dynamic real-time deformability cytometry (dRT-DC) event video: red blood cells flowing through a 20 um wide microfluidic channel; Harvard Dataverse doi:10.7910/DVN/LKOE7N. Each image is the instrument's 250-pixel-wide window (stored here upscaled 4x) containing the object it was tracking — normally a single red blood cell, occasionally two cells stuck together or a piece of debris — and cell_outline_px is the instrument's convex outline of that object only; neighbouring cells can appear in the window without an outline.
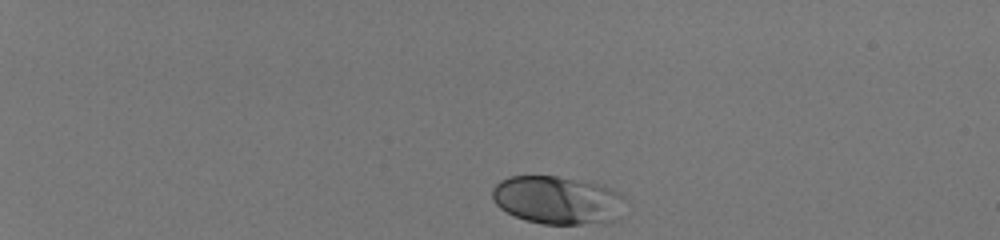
{"species": "human", "species_latin": "Homo sapiens", "temperature_condition": "room temperature", "stored_images_in_passage": 39, "camera_frame_rate_fps": 3000, "um_per_image_px": 0.085, "donor": {"sex": "male"}, "frame": {"image": 1, "passage_image": 1, "time_ms": 0.0, "image_size_px": [1000, 240], "cell_outline_px": [[628, 200], [620, 220], [580, 224], [540, 224], [524, 220], [500, 208], [492, 200], [492, 188], [500, 180], [508, 176], [556, 176], [604, 184], [620, 192]], "centroid_in_image_um": [47.46, 17.01], "position_along_channel_um": 37.5, "area_um2": 38.15}}
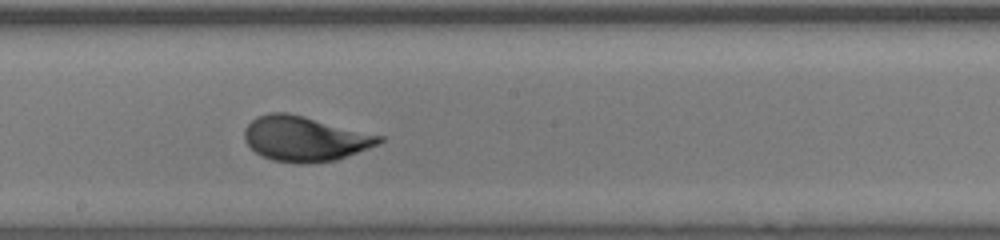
{"frame": {"image": 2, "passage_image": 23, "time_ms": 7.333, "image_size_px": [1000, 240], "cell_outline_px": [[384, 140], [380, 144], [336, 160], [308, 164], [292, 164], [272, 160], [256, 152], [244, 140], [244, 128], [256, 116], [268, 112], [288, 112], [384, 136]], "centroid_in_image_um": [25.91, 11.79], "position_along_channel_um": 222.3, "area_um2": 35.6}}
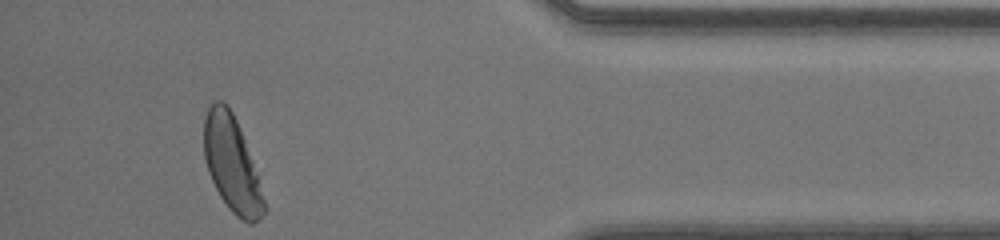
{"frame": {"image": 3, "passage_image": 39, "time_ms": 12.667, "image_size_px": [1000, 240], "cell_outline_px": [[264, 212], [252, 224], [248, 224], [236, 216], [228, 208], [220, 196], [208, 172], [204, 156], [204, 116], [212, 100], [224, 100], [228, 104], [236, 120], [244, 140], [264, 200]], "centroid_in_image_um": [19.64, 13.89], "position_along_channel_um": 415.6, "area_um2": 32.66}, "authors_computed_cell_mechanics": {"area_um2": 34.7378, "velocity_mm_per_s": 4.1032, "shape_relaxation_time_tau1_ms": 3.1775, "shape_relaxation_time_tau2_ms": null, "deformation_change_tau1": 0.1569, "deformation_change_tau2": null}}